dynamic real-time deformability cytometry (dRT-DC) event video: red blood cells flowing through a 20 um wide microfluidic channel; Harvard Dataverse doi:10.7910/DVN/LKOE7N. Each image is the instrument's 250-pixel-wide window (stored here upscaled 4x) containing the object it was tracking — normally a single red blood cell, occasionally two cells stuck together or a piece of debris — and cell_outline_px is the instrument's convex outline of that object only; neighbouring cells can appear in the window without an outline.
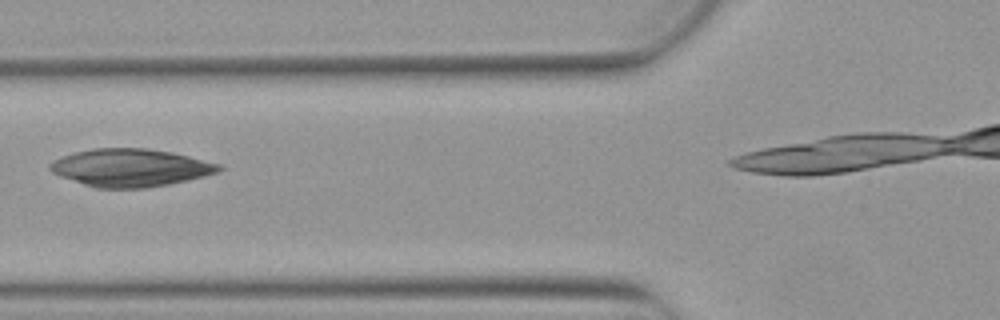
{"species": "Egyptian fruit bat (a non-hibernating species)", "species_latin": "Rousettus aegyptiacus", "temperature_condition": "warm", "stored_images_in_passage": 3, "camera_frame_rate_fps": 3000, "um_per_image_px": 0.085, "animal": {"sex": "female"}, "frame": {"image": 1, "passage_image": 2, "time_ms": 0.333, "image_size_px": [1000, 320], "cell_outline_px": [[224, 168], [220, 172], [188, 180], [168, 184], [144, 188], [96, 188], [60, 176], [52, 172], [48, 168], [48, 164], [52, 160], [76, 152], [92, 148], [148, 148], [172, 152], [220, 164]], "centroid_in_image_um": [11.09, 14.25], "position_along_channel_um": 114.7, "area_um2": 37.11}}